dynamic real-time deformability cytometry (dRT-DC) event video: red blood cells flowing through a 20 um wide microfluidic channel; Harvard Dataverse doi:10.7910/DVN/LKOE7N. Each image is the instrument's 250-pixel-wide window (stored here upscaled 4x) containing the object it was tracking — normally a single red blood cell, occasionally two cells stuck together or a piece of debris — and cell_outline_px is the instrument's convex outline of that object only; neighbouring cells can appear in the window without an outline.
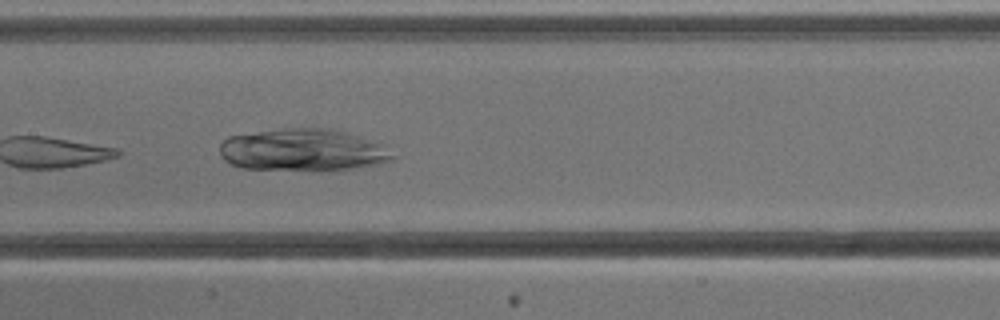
{"species": "common noctule bat (a hibernating species)", "species_latin": "Nyctalus noctula", "temperature_condition": "cold", "stored_images_in_passage": 8, "camera_frame_rate_fps": 3000, "um_per_image_px": 0.085, "animal": {"sex": "male", "body_mass_g": 13.3}, "frame": {"image": 1, "passage_image": 8, "time_ms": 8.333, "image_size_px": [1000, 320], "cell_outline_px": [[396, 156], [392, 160], [380, 164], [336, 172], [324, 172], [244, 168], [232, 164], [224, 160], [220, 156], [220, 144], [228, 136], [280, 128], [332, 128], [348, 132], [384, 144]], "centroid_in_image_um": [25.82, 12.78], "position_along_channel_um": 181.6, "area_um2": 43.81}}